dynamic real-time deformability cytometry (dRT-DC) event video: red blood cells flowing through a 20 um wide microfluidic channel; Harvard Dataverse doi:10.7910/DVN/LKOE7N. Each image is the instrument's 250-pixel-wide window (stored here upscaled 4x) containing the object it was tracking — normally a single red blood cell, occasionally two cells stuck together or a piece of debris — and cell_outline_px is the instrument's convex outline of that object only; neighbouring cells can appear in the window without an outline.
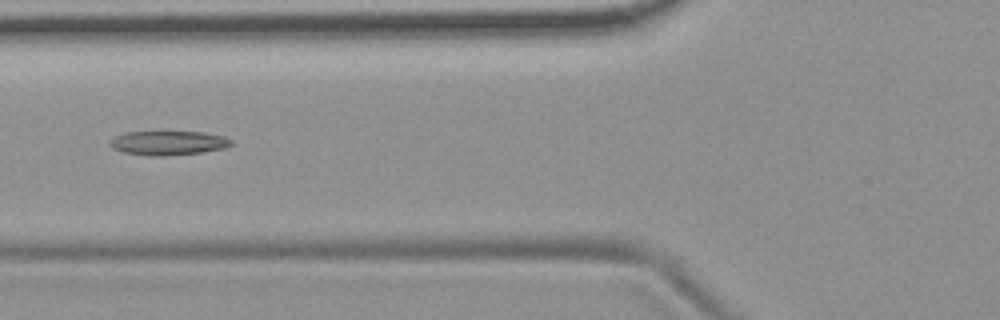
{"species": "common noctule bat (a hibernating species)", "species_latin": "Nyctalus noctula", "temperature_condition": "room temperature", "stored_images_in_passage": 40, "camera_frame_rate_fps": 3000, "um_per_image_px": 0.085, "animal": {"sex": "female", "body_mass_g": 19.9}, "frame": {"image": 1, "passage_image": 7, "time_ms": 2.0, "image_size_px": [1000, 320], "cell_outline_px": [[232, 144], [224, 148], [204, 152], [164, 156], [152, 156], [124, 152], [112, 148], [108, 144], [108, 140], [124, 132], [160, 128], [204, 132], [224, 136], [232, 140]], "centroid_in_image_um": [14.26, 12.08], "position_along_channel_um": 111.5, "area_um2": 18.32}, "authors_computed_cell_mechanics": {"area_um2": 16.9643, "velocity_mm_per_s": 3.7378, "shape_relaxation_time_tau1_ms": null, "shape_relaxation_time_tau2_ms": 10.1378, "deformation_change_tau1": null, "deformation_change_tau2": 0.2349}}